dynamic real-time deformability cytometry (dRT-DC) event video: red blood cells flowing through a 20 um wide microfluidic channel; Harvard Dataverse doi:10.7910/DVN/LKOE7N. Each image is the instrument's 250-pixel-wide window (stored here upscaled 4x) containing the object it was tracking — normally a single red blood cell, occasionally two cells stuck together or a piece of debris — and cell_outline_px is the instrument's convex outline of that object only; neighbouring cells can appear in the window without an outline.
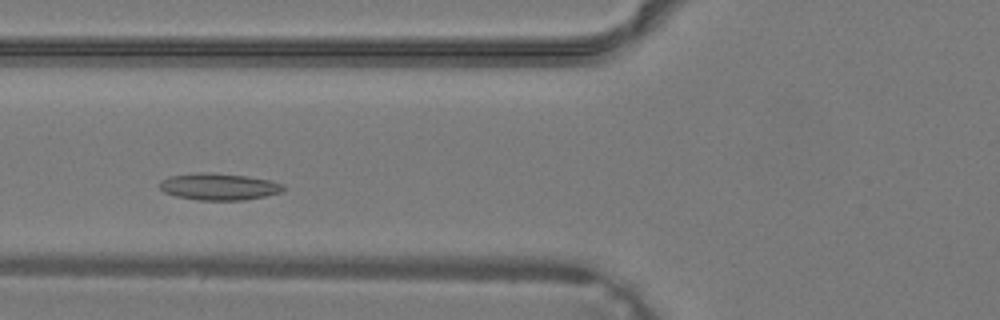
{"species": "common noctule bat (a hibernating species)", "species_latin": "Nyctalus noctula", "temperature_condition": "warm", "stored_images_in_passage": 32, "camera_frame_rate_fps": 3000, "um_per_image_px": 0.085, "animal": {"sex": "male", "body_mass_g": 19.2, "forearm_length_mm": 51.8}, "frame": {"image": 1, "passage_image": 8, "time_ms": 2.333, "image_size_px": [1000, 320], "cell_outline_px": [[288, 188], [280, 192], [264, 196], [244, 200], [196, 200], [176, 196], [164, 192], [160, 188], [160, 180], [168, 176], [200, 172], [212, 172], [248, 176], [268, 180], [284, 184]], "centroid_in_image_um": [18.6, 15.86], "position_along_channel_um": 107.2, "area_um2": 19.48}}
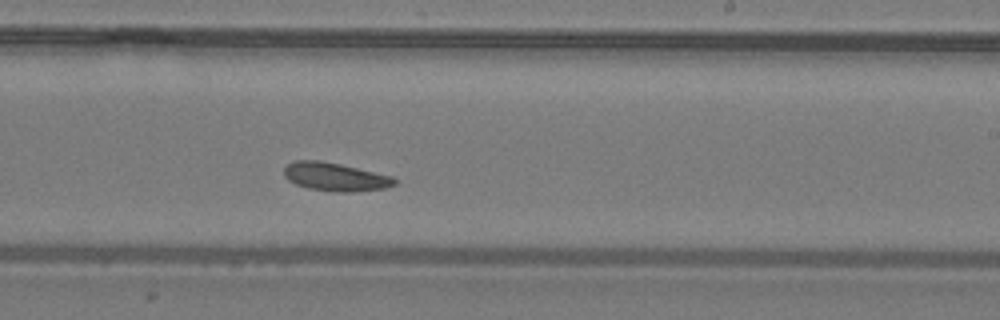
{"frame": {"image": 2, "passage_image": 17, "time_ms": 5.333, "image_size_px": [1000, 320], "cell_outline_px": [[396, 184], [384, 188], [352, 192], [340, 192], [308, 188], [296, 184], [288, 180], [284, 176], [284, 168], [288, 164], [296, 160], [320, 160], [340, 164], [392, 176], [396, 180]], "centroid_in_image_um": [28.48, 15.03], "position_along_channel_um": 260.5, "area_um2": 18.09}}
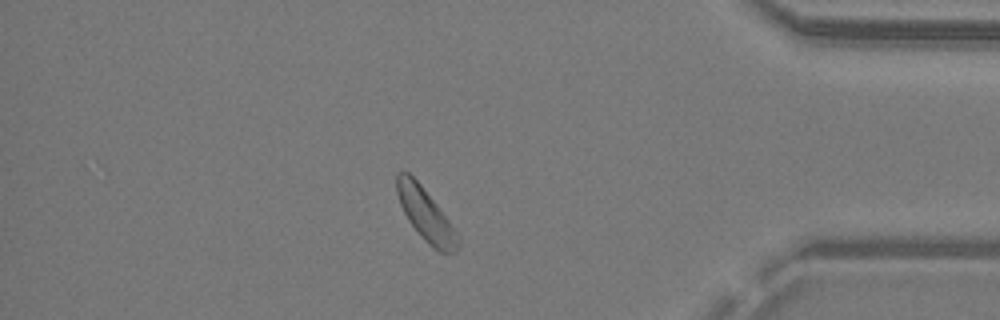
{"frame": {"image": 3, "passage_image": 27, "time_ms": 8.667, "image_size_px": [1000, 320], "cell_outline_px": [[460, 240], [456, 252], [440, 252], [432, 248], [420, 236], [408, 220], [400, 204], [396, 192], [396, 172], [408, 172], [420, 184], [436, 204], [460, 236]], "centroid_in_image_um": [36.18, 18.26], "position_along_channel_um": 399.0, "area_um2": 18.5}}